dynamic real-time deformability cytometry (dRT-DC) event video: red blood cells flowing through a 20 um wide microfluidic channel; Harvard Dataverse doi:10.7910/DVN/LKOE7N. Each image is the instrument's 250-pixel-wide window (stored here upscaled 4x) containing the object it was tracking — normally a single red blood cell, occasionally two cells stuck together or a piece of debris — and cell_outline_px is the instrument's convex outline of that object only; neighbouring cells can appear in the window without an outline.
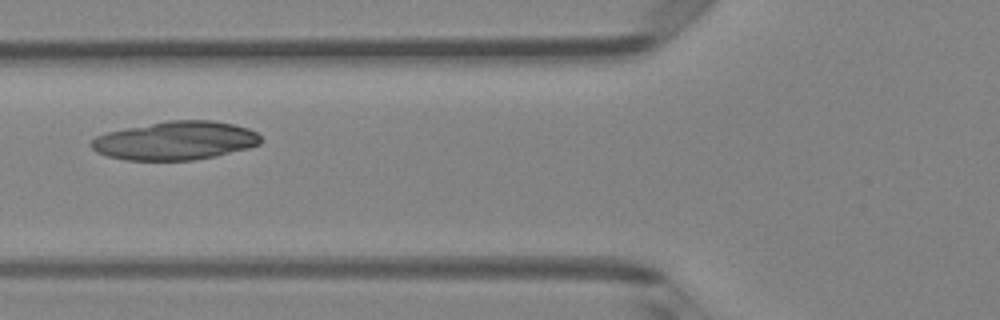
{"species": "Egyptian fruit bat (a non-hibernating species)", "species_latin": "Rousettus aegyptiacus", "temperature_condition": "room temperature", "stored_images_in_passage": 4, "camera_frame_rate_fps": 3000, "um_per_image_px": 0.085, "animal": {"sex": "female"}, "frame": {"image": 1, "passage_image": 4, "time_ms": 3.333, "image_size_px": [1000, 320], "cell_outline_px": [[260, 144], [248, 148], [216, 156], [192, 160], [124, 160], [108, 156], [96, 152], [88, 144], [96, 136], [108, 132], [168, 120], [212, 120], [232, 124], [248, 128], [256, 132], [260, 136]], "centroid_in_image_um": [14.9, 11.96], "position_along_channel_um": 110.9, "area_um2": 37.92}}